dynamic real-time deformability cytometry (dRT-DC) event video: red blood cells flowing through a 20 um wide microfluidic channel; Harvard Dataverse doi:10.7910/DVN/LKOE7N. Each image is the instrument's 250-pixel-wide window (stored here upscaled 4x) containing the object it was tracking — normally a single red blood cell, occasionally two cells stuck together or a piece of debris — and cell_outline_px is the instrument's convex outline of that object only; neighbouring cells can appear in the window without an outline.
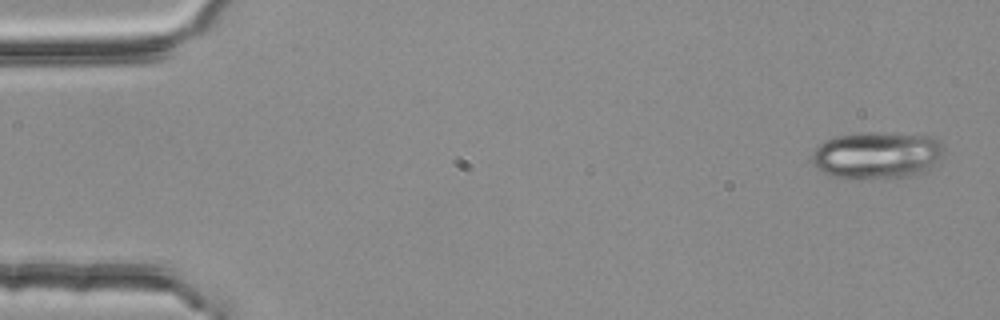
{"species": "common noctule bat (a hibernating species)", "species_latin": "Nyctalus noctula", "temperature_condition": "room temperature", "stored_images_in_passage": 5, "camera_frame_rate_fps": 3000, "um_per_image_px": 0.085, "animal": {"sex": "female", "body_mass_g": 25.1}, "frame": {"image": 1, "passage_image": 1, "time_ms": 0.0, "image_size_px": [1000, 320], "cell_outline_px": [[944, 148], [940, 156], [928, 172], [916, 176], [884, 180], [836, 176], [820, 172], [812, 164], [812, 152], [824, 140], [836, 136], [856, 132], [880, 132], [928, 136], [936, 140]], "centroid_in_image_um": [74.52, 13.21], "position_along_channel_um": 10.5, "area_um2": 36.76}}